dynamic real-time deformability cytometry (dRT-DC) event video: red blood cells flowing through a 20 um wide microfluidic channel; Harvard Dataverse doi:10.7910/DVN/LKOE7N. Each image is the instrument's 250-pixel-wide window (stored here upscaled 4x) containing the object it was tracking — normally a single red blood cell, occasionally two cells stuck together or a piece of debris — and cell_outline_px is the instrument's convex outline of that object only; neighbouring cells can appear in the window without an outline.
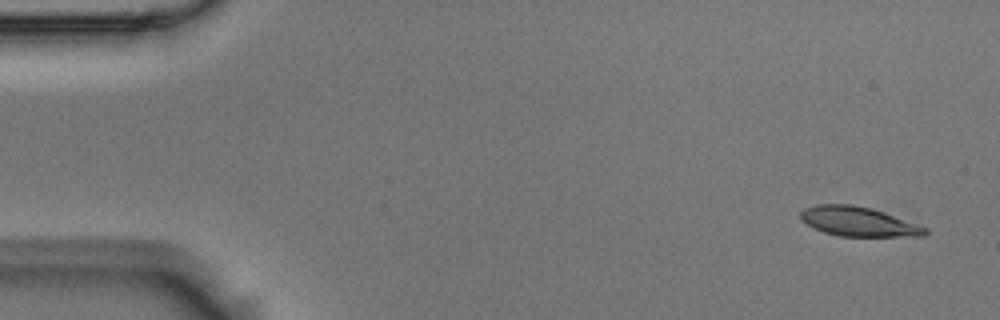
{"species": "Egyptian fruit bat (a non-hibernating species)", "species_latin": "Rousettus aegyptiacus", "temperature_condition": "room temperature", "stored_images_in_passage": 5, "camera_frame_rate_fps": 3000, "um_per_image_px": 0.085, "animal": {"sex": "male"}, "frame": {"image": 1, "passage_image": 1, "time_ms": 0.0, "image_size_px": [1000, 320], "cell_outline_px": [[928, 232], [924, 236], [840, 236], [824, 232], [800, 220], [800, 212], [804, 208], [816, 204], [852, 204], [868, 208], [928, 228]], "centroid_in_image_um": [72.91, 18.84], "position_along_channel_um": 12.1, "area_um2": 20.92}}
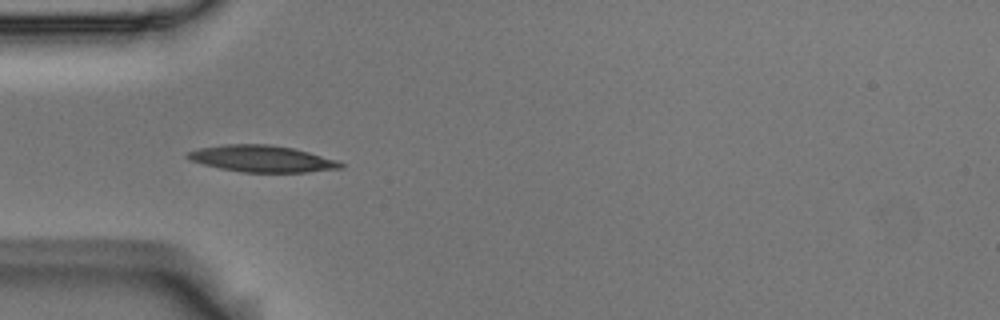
{"frame": {"image": 2, "passage_image": 5, "time_ms": 1.333, "image_size_px": [1000, 320], "cell_outline_px": [[344, 168], [308, 172], [240, 172], [220, 168], [188, 160], [184, 156], [188, 152], [200, 148], [224, 144], [268, 144], [292, 148], [308, 152], [336, 160], [344, 164]], "centroid_in_image_um": [22.24, 13.49], "position_along_channel_um": 62.8, "area_um2": 23.64}}